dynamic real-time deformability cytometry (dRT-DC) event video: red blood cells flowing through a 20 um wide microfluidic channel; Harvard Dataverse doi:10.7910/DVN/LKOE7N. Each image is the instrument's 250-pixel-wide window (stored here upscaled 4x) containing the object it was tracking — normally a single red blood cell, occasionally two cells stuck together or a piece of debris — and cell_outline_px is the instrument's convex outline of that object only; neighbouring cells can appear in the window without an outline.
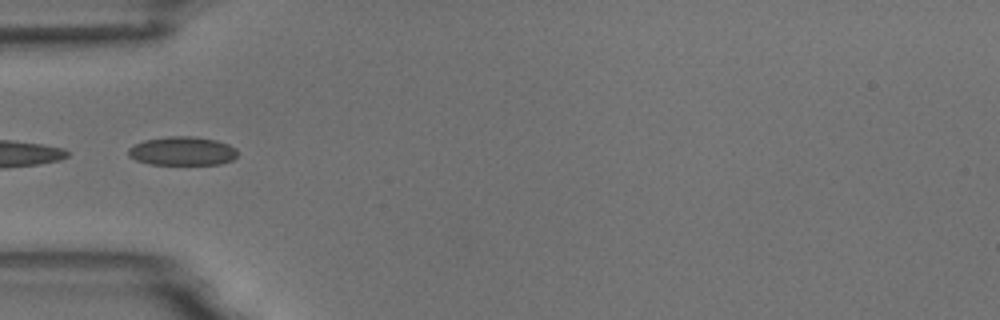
{"species": "common noctule bat (a hibernating species)", "species_latin": "Nyctalus noctula", "temperature_condition": "room temperature", "stored_images_in_passage": 7, "segment_of_instrument_passage": [2, 2], "camera_frame_rate_fps": 3000, "um_per_image_px": 0.085, "animal": {"sex": "male", "body_mass_g": 18.8}, "frame": {"image": 1, "passage_image": 6, "time_ms": 5.667, "image_size_px": [1000, 320], "cell_outline_px": [[236, 156], [232, 160], [220, 164], [148, 164], [136, 160], [128, 156], [128, 148], [144, 140], [168, 136], [192, 136], [216, 140], [228, 144], [236, 148]], "centroid_in_image_um": [15.48, 12.84], "position_along_channel_um": 69.5, "area_um2": 18.26}}